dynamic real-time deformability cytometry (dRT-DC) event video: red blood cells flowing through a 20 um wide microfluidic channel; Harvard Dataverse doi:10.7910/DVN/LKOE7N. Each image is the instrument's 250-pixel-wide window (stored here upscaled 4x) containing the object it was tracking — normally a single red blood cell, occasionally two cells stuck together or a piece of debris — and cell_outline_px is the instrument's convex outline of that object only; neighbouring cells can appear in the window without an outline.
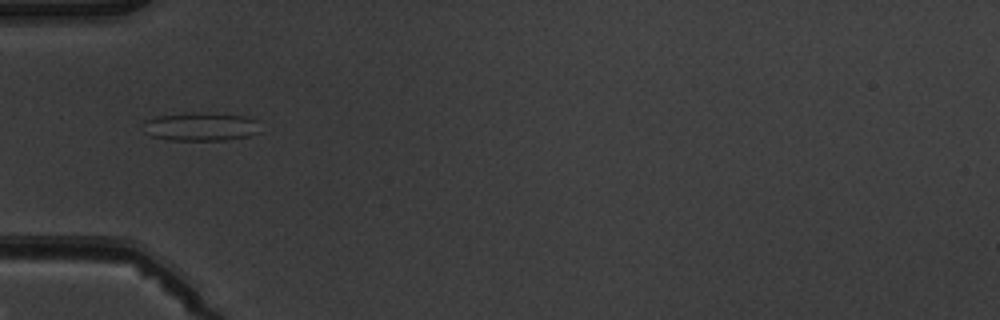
{"species": "common noctule bat (a hibernating species)", "species_latin": "Nyctalus noctula", "temperature_condition": "warm", "stored_images_in_passage": 7, "camera_frame_rate_fps": 3000, "um_per_image_px": 0.085, "animal": {"sex": "male", "body_mass_g": 19.5, "forearm_length_mm": 54.6}, "frame": {"image": 1, "passage_image": 5, "time_ms": 4.667, "image_size_px": [1000, 320], "cell_outline_px": [[260, 132], [248, 136], [224, 140], [168, 140], [152, 136], [144, 132], [144, 124], [148, 120], [156, 116], [184, 112], [200, 112], [244, 116], [256, 120]], "centroid_in_image_um": [17.05, 10.76], "position_along_channel_um": 68.0, "area_um2": 19.42}}
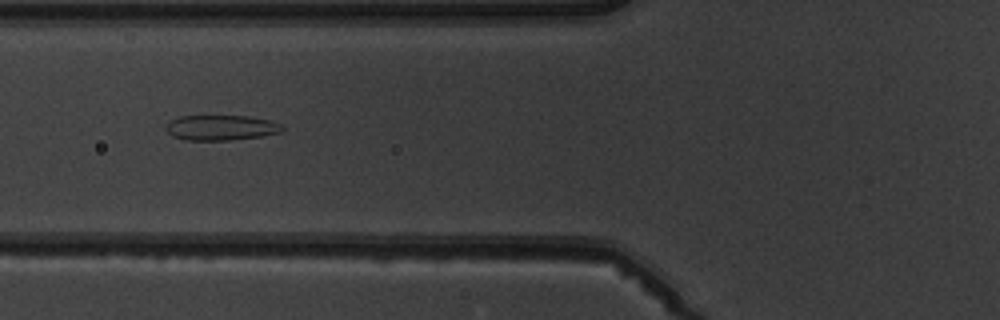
{"frame": {"image": 2, "passage_image": 6, "time_ms": 5.667, "image_size_px": [1000, 320], "cell_outline_px": [[284, 128], [280, 132], [260, 136], [232, 140], [184, 140], [172, 136], [164, 128], [164, 124], [168, 120], [180, 116], [248, 116], [272, 120], [280, 124]], "centroid_in_image_um": [18.73, 10.84], "position_along_channel_um": 107.1, "area_um2": 17.28}}
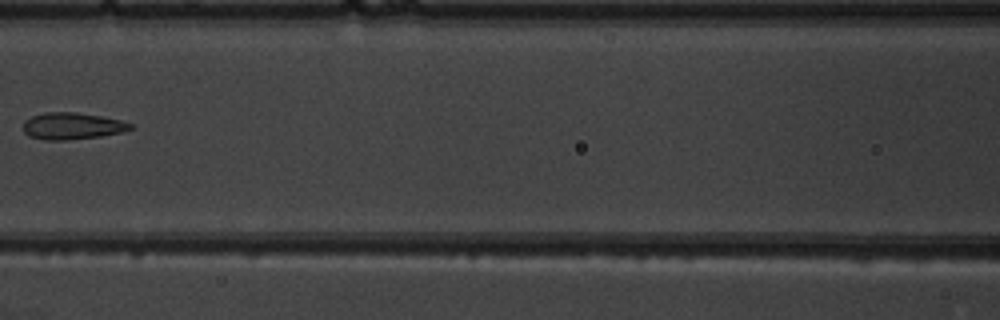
{"frame": {"image": 3, "passage_image": 7, "time_ms": 7.0, "image_size_px": [1000, 320], "cell_outline_px": [[136, 128], [124, 132], [100, 136], [64, 140], [44, 140], [28, 136], [24, 132], [24, 120], [32, 116], [44, 112], [76, 112], [100, 116], [120, 120], [132, 124]], "centroid_in_image_um": [6.14, 10.71], "position_along_channel_um": 160.5, "area_um2": 16.82}}